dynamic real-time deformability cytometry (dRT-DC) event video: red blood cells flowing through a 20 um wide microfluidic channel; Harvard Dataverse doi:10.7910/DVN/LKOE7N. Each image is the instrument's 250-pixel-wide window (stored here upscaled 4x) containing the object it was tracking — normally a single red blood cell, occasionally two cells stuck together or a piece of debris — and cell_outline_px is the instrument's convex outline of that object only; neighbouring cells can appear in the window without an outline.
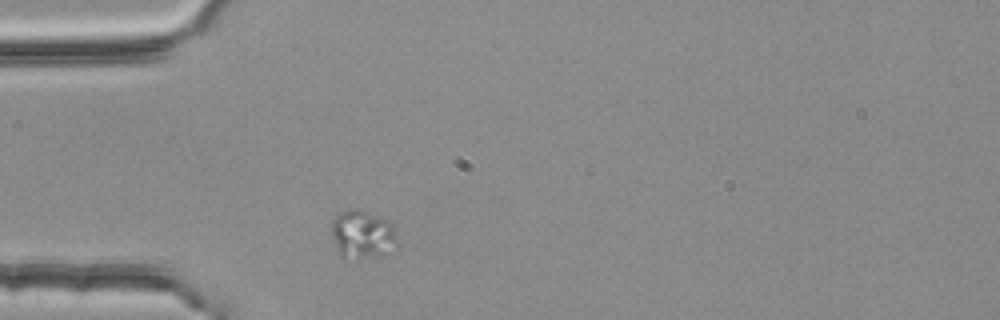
{"species": "common noctule bat (a hibernating species)", "species_latin": "Nyctalus noctula", "temperature_condition": "room temperature", "stored_images_in_passage": 1, "camera_frame_rate_fps": 3000, "um_per_image_px": 0.085, "animal": {"sex": "female", "body_mass_g": 25.1}, "frame": {"image": 1, "passage_image": 1, "time_ms": 0.0, "image_size_px": [1000, 320], "cell_outline_px": [[396, 248], [384, 252], [360, 256], [340, 256], [332, 236], [332, 220], [336, 212], [356, 208], [380, 216], [388, 220], [392, 224], [396, 240]], "centroid_in_image_um": [30.77, 19.83], "position_along_channel_um": 54.2, "area_um2": 17.86}}